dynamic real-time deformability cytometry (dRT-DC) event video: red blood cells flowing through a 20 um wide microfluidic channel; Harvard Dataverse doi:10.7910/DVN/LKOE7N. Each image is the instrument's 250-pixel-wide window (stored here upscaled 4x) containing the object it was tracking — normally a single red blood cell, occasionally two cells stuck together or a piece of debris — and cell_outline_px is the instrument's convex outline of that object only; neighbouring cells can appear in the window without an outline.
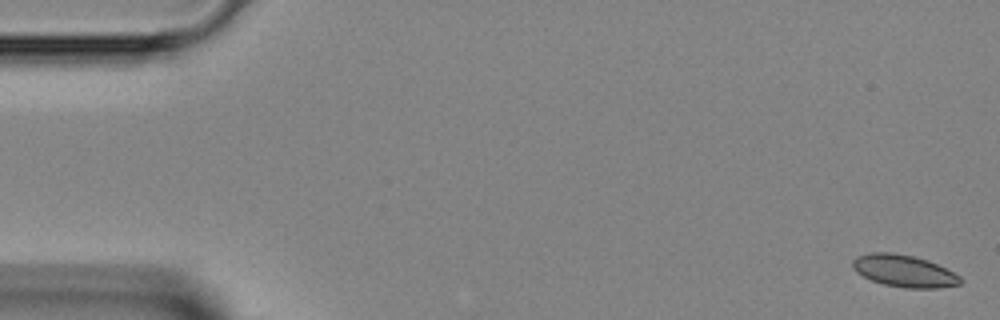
{"species": "Egyptian fruit bat (a non-hibernating species)", "species_latin": "Rousettus aegyptiacus", "temperature_condition": "room temperature", "stored_images_in_passage": 45, "camera_frame_rate_fps": 3000, "um_per_image_px": 0.085, "animal": {"sex": "female"}, "frame": {"image": 1, "passage_image": 1, "time_ms": 0.0, "image_size_px": [1000, 320], "cell_outline_px": [[964, 280], [960, 284], [940, 288], [904, 288], [884, 284], [872, 280], [856, 272], [852, 268], [852, 260], [856, 256], [868, 252], [892, 252], [912, 256], [928, 260], [960, 276]], "centroid_in_image_um": [76.82, 23.03], "position_along_channel_um": 8.2, "area_um2": 20.17}}
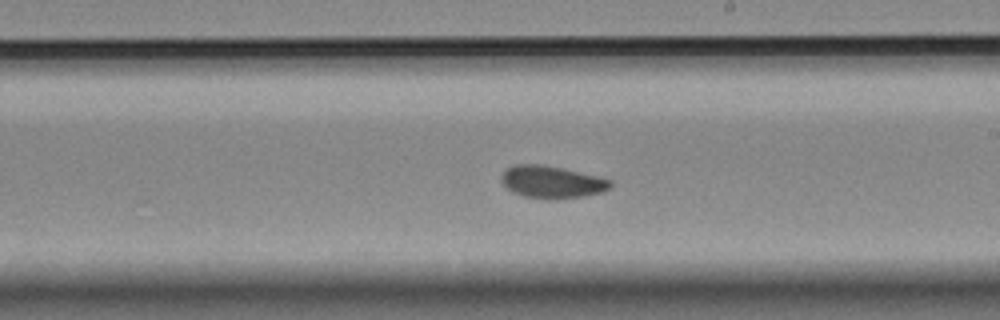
{"frame": {"image": 2, "passage_image": 26, "time_ms": 8.333, "image_size_px": [1000, 320], "cell_outline_px": [[612, 188], [604, 192], [584, 196], [556, 200], [524, 196], [512, 192], [500, 180], [500, 176], [512, 164], [540, 164], [560, 168], [596, 176], [612, 180]], "centroid_in_image_um": [46.92, 15.48], "position_along_channel_um": 242.1, "area_um2": 20.58}}
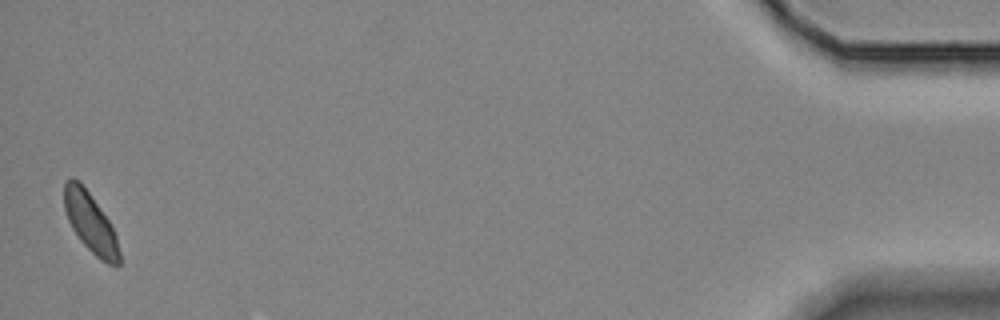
{"frame": {"image": 3, "passage_image": 45, "time_ms": 14.667, "image_size_px": [1000, 320], "cell_outline_px": [[120, 264], [116, 268], [100, 260], [80, 240], [72, 228], [68, 220], [64, 208], [64, 180], [68, 176], [72, 176], [88, 192], [108, 220], [116, 236], [120, 252]], "centroid_in_image_um": [7.68, 18.96], "position_along_channel_um": 427.5, "area_um2": 19.02}}